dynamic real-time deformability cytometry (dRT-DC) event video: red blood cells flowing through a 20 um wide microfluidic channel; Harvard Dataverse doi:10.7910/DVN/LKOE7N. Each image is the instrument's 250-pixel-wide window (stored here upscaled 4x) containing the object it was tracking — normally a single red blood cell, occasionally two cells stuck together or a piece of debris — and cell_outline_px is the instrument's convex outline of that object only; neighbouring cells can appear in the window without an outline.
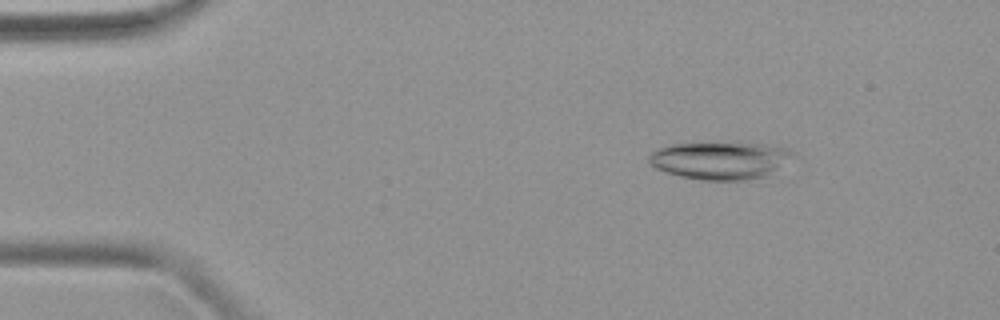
{"species": "common noctule bat (a hibernating species)", "species_latin": "Nyctalus noctula", "temperature_condition": "warm", "stored_images_in_passage": 44, "camera_frame_rate_fps": 3000, "um_per_image_px": 0.085, "animal": {"sex": "female", "body_mass_g": 19.9}, "frame": {"image": 1, "passage_image": 3, "time_ms": 0.667, "image_size_px": [1000, 320], "cell_outline_px": [[784, 152], [776, 164], [764, 176], [740, 180], [704, 180], [680, 176], [656, 168], [648, 160], [648, 156], [652, 152], [660, 148], [676, 144], [760, 144], [776, 148]], "centroid_in_image_um": [60.89, 13.66], "position_along_channel_um": 24.1, "area_um2": 28.78}}
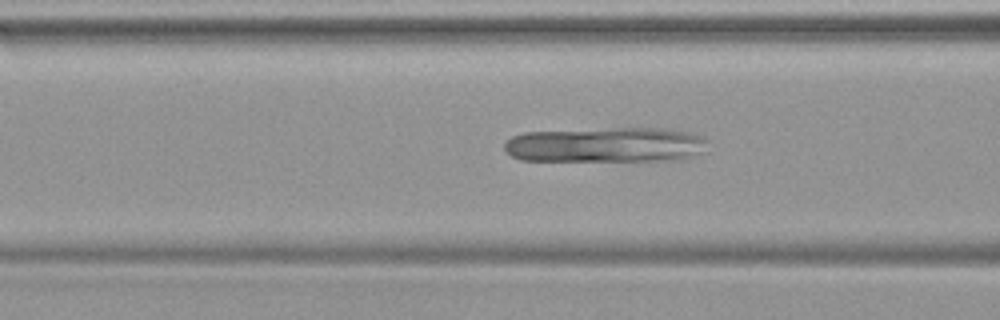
{"frame": {"image": 2, "passage_image": 15, "time_ms": 4.667, "image_size_px": [1000, 320], "cell_outline_px": [[708, 140], [700, 152], [684, 160], [520, 160], [512, 156], [504, 148], [504, 144], [512, 136], [524, 132], [620, 128], [664, 128], [688, 132], [700, 136]], "centroid_in_image_um": [51.49, 12.31], "position_along_channel_um": 115.1, "area_um2": 41.27}}
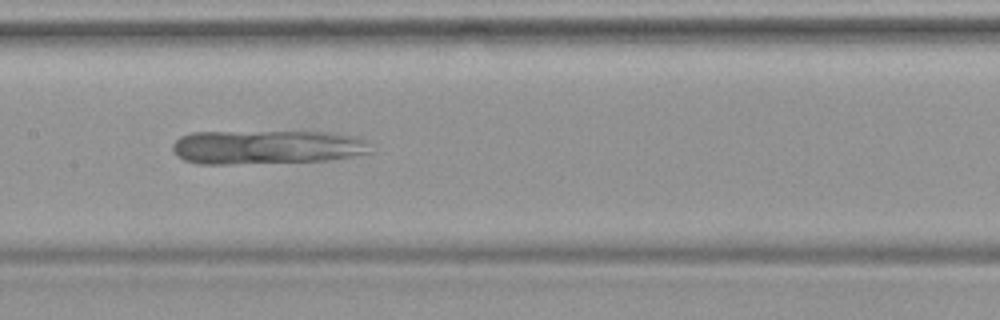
{"frame": {"image": 3, "passage_image": 20, "time_ms": 6.333, "image_size_px": [1000, 320], "cell_outline_px": [[372, 152], [352, 156], [328, 160], [228, 164], [196, 164], [184, 160], [172, 148], [172, 144], [180, 136], [192, 132], [332, 132], [352, 136], [364, 140]], "centroid_in_image_um": [22.63, 12.5], "position_along_channel_um": 184.8, "area_um2": 39.02}}